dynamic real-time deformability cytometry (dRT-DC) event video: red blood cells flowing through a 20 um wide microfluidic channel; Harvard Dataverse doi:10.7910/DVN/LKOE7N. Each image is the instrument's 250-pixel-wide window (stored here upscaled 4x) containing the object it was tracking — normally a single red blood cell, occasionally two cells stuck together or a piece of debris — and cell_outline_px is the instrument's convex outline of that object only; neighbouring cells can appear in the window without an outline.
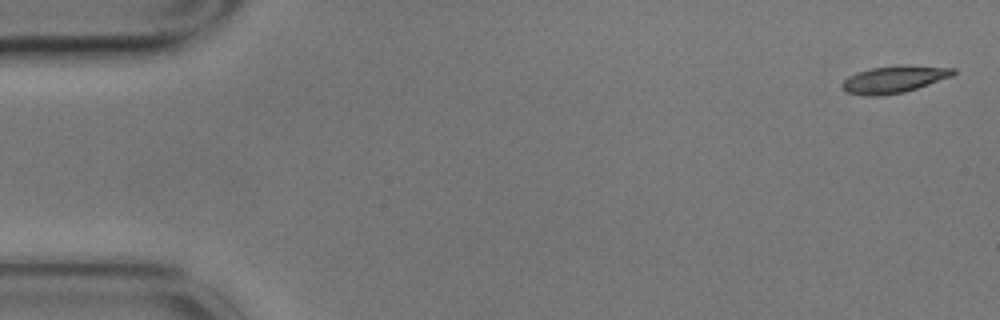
{"species": "common noctule bat (a hibernating species)", "species_latin": "Nyctalus noctula", "temperature_condition": "cold", "stored_images_in_passage": 11, "camera_frame_rate_fps": 3000, "um_per_image_px": 0.085, "animal": {"sex": "male", "body_mass_g": 17.9}, "frame": {"image": 1, "passage_image": 1, "time_ms": 0.0, "image_size_px": [1000, 320], "cell_outline_px": [[956, 72], [952, 76], [904, 92], [880, 96], [868, 96], [848, 92], [840, 88], [840, 84], [848, 76], [856, 72], [872, 68], [956, 68]], "centroid_in_image_um": [75.87, 6.81], "position_along_channel_um": 9.1, "area_um2": 16.42}}
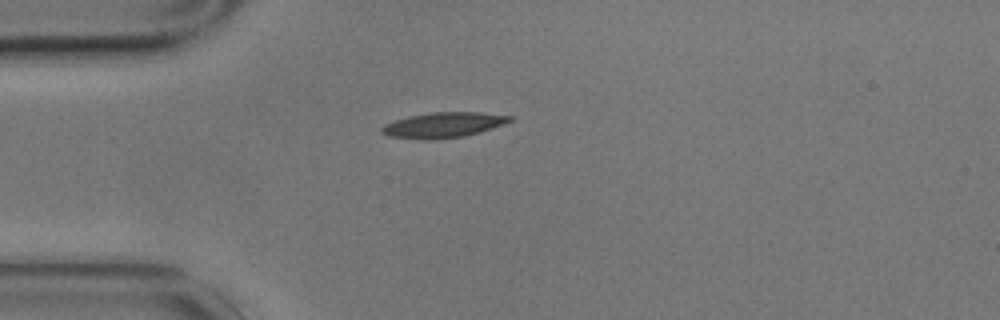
{"frame": {"image": 2, "passage_image": 4, "time_ms": 1.0, "image_size_px": [1000, 320], "cell_outline_px": [[512, 120], [504, 124], [480, 132], [464, 136], [432, 140], [420, 140], [388, 136], [380, 132], [380, 128], [384, 124], [396, 120], [412, 116], [432, 112], [476, 112], [512, 116]], "centroid_in_image_um": [37.65, 10.64], "position_along_channel_um": 47.3, "area_um2": 18.84}}
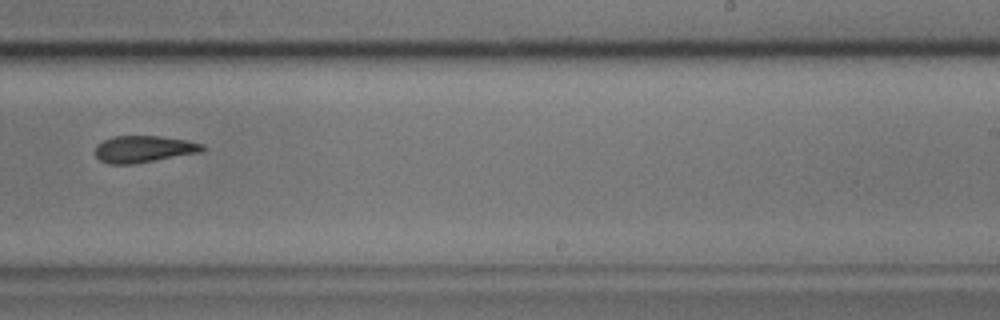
{"frame": {"image": 3, "passage_image": 10, "time_ms": 3.0, "image_size_px": [1000, 320], "cell_outline_px": [[204, 148], [200, 152], [136, 164], [108, 164], [100, 160], [96, 156], [96, 144], [112, 136], [160, 136], [184, 140], [204, 144]], "centroid_in_image_um": [12.18, 12.67], "position_along_channel_um": 276.8, "area_um2": 16.7}}